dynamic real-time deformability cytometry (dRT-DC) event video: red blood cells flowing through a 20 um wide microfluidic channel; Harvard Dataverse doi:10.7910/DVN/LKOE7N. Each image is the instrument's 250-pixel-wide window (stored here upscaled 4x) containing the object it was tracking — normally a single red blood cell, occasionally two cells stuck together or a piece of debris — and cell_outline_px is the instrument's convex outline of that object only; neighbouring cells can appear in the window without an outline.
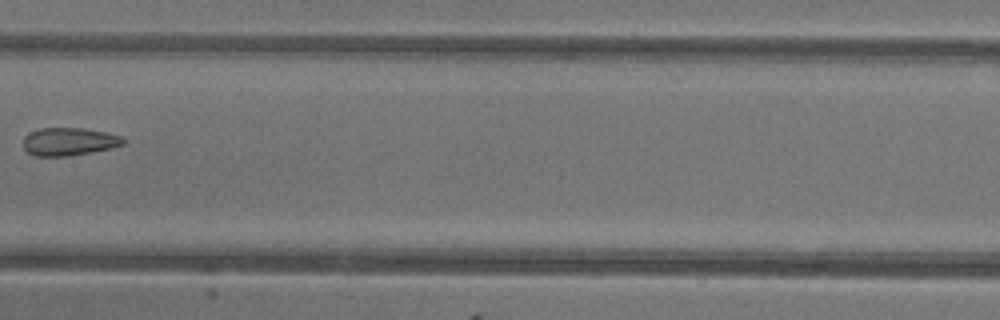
{"species": "common noctule bat (a hibernating species)", "species_latin": "Nyctalus noctula", "temperature_condition": "warm", "stored_images_in_passage": 7, "camera_frame_rate_fps": 3000, "um_per_image_px": 0.085, "animal": {"sex": "female"}, "frame": {"image": 1, "passage_image": 7, "time_ms": 8.0, "image_size_px": [1000, 320], "cell_outline_px": [[124, 144], [112, 148], [92, 152], [68, 156], [36, 156], [28, 152], [24, 148], [24, 136], [40, 128], [84, 128], [108, 132], [120, 136], [124, 140]], "centroid_in_image_um": [5.89, 12.03], "position_along_channel_um": 201.5, "area_um2": 16.24}}